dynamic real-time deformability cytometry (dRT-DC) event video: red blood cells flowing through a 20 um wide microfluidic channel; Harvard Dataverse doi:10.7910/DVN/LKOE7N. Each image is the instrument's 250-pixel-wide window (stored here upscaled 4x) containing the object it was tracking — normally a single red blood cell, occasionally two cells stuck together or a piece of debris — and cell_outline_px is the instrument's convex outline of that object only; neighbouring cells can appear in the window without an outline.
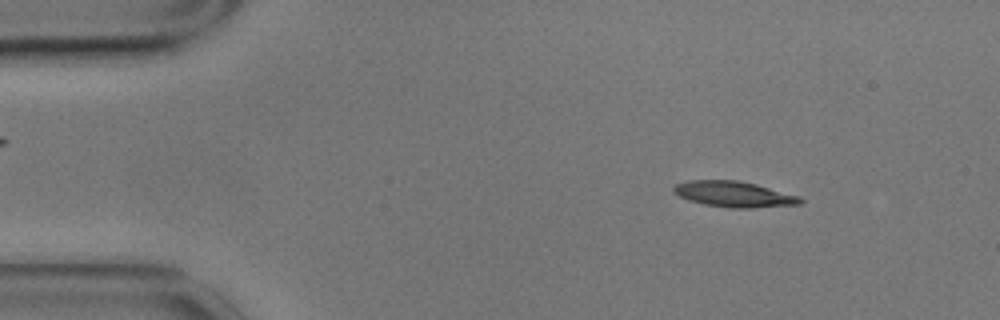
{"species": "common noctule bat (a hibernating species)", "species_latin": "Nyctalus noctula", "temperature_condition": "cold", "stored_images_in_passage": 55, "camera_frame_rate_fps": 3000, "um_per_image_px": 0.085, "animal": {"sex": "male", "body_mass_g": 17.9}, "frame": {"image": 1, "passage_image": 6, "time_ms": 1.667, "image_size_px": [1000, 320], "cell_outline_px": [[804, 200], [800, 204], [752, 208], [732, 208], [704, 204], [688, 200], [672, 192], [672, 188], [676, 184], [688, 180], [736, 180], [756, 184], [800, 196]], "centroid_in_image_um": [62.38, 16.5], "position_along_channel_um": 22.6, "area_um2": 19.02}}
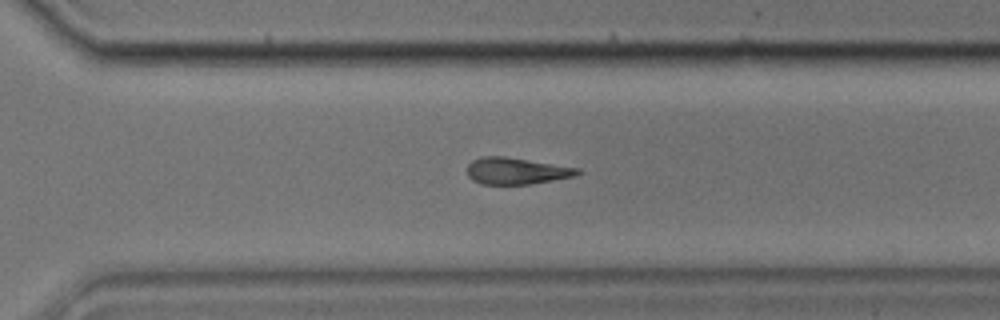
{"frame": {"image": 2, "passage_image": 38, "time_ms": 12.333, "image_size_px": [1000, 320], "cell_outline_px": [[580, 172], [576, 176], [532, 184], [480, 184], [472, 180], [468, 176], [468, 164], [472, 160], [480, 156], [504, 156], [580, 168]], "centroid_in_image_um": [43.88, 14.53], "position_along_channel_um": 326.7, "area_um2": 17.22}}
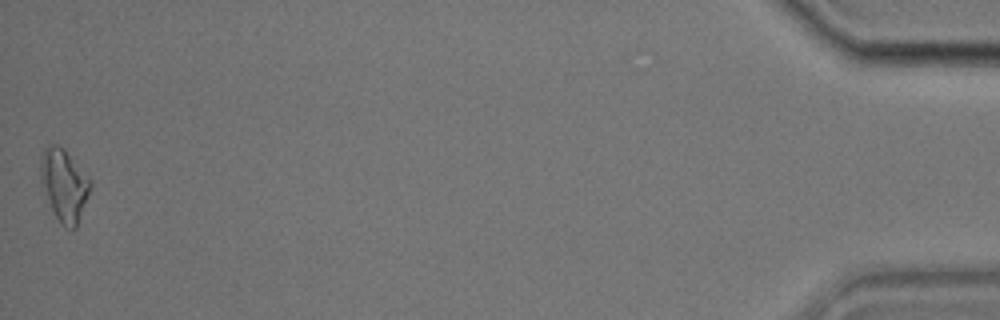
{"frame": {"image": 3, "passage_image": 55, "time_ms": 18.0, "image_size_px": [1000, 320], "cell_outline_px": [[92, 188], [76, 228], [64, 228], [60, 224], [52, 208], [40, 180], [40, 156], [44, 148], [48, 144], [56, 144], [64, 148], [92, 180]], "centroid_in_image_um": [5.47, 15.7], "position_along_channel_um": 429.7, "area_um2": 21.1}, "authors_computed_cell_mechanics": {"area_um2": 18.1492, "velocity_mm_per_s": 3.4915, "shape_relaxation_time_tau1_ms": 9.8324, "shape_relaxation_time_tau2_ms": null, "deformation_change_tau1": 0.2549, "deformation_change_tau2": null}}